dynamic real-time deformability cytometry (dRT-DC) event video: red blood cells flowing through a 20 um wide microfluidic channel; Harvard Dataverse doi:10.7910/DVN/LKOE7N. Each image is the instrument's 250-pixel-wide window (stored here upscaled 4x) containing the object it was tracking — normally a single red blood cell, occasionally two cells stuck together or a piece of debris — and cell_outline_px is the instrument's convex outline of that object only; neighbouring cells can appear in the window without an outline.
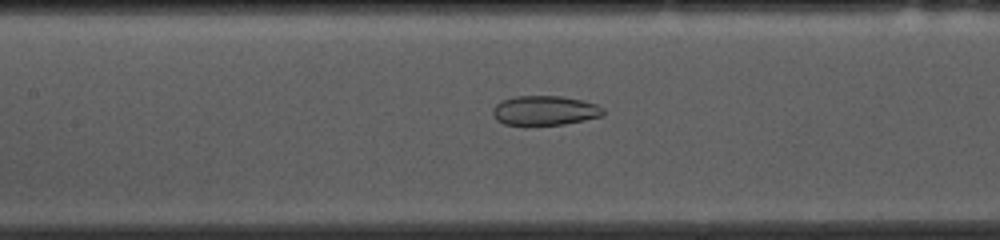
{"species": "common noctule bat (a hibernating species)", "species_latin": "Nyctalus noctula", "temperature_condition": "cold", "stored_images_in_passage": 45, "camera_frame_rate_fps": 3000, "um_per_image_px": 0.085, "animal": {"sex": "female", "body_mass_g": 10.0, "forearm_length_mm": 53.1}, "frame": {"image": 1, "passage_image": 15, "time_ms": 4.667, "image_size_px": [1000, 240], "cell_outline_px": [[604, 116], [564, 124], [504, 124], [496, 120], [492, 112], [492, 108], [500, 100], [516, 96], [560, 96], [584, 100], [596, 104], [604, 108]], "centroid_in_image_um": [46.32, 9.38], "position_along_channel_um": 161.1, "area_um2": 19.02}}
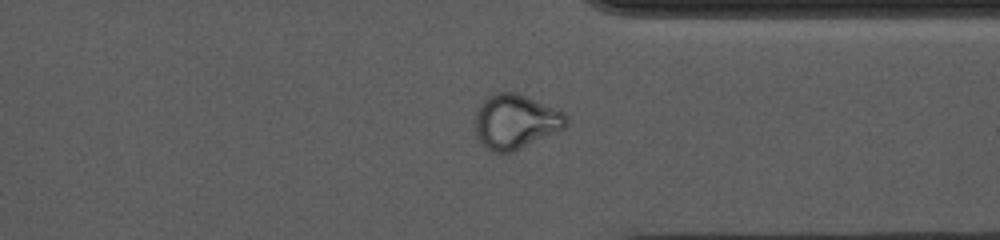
{"frame": {"image": 2, "passage_image": 32, "time_ms": 10.333, "image_size_px": [1000, 240], "cell_outline_px": [[568, 124], [564, 128], [512, 152], [492, 152], [476, 136], [476, 108], [488, 96], [496, 92], [512, 92], [524, 96], [564, 112], [568, 116]], "centroid_in_image_um": [43.81, 10.33], "position_along_channel_um": 367.6, "area_um2": 28.44}}
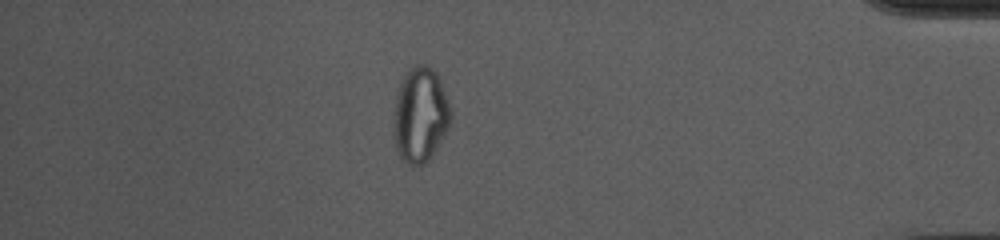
{"frame": {"image": 3, "passage_image": 38, "time_ms": 12.333, "image_size_px": [1000, 240], "cell_outline_px": [[452, 120], [448, 128], [432, 156], [424, 164], [408, 164], [400, 156], [396, 148], [392, 132], [392, 120], [396, 96], [400, 80], [404, 72], [408, 68], [416, 64], [424, 64], [432, 68], [436, 72], [440, 80], [452, 108]], "centroid_in_image_um": [35.71, 9.73], "position_along_channel_um": 399.5, "area_um2": 32.31}, "authors_computed_cell_mechanics": {"area_um2": 24.6228, "velocity_mm_per_s": 3.6997, "shape_relaxation_time_tau1_ms": null, "shape_relaxation_time_tau2_ms": 1.9178, "deformation_change_tau1": null, "deformation_change_tau2": 0.0721}}